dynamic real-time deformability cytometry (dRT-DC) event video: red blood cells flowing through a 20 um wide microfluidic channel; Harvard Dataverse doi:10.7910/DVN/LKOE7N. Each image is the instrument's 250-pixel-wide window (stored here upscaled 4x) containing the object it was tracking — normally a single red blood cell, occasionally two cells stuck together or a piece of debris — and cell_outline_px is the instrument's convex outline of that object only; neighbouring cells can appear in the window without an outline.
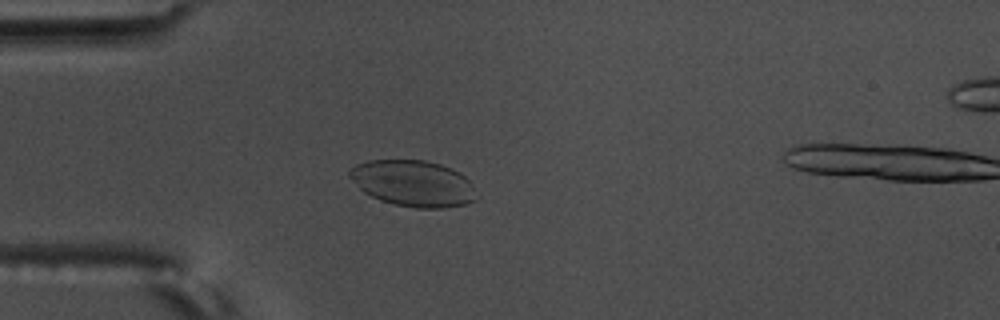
{"species": "common noctule bat (a hibernating species)", "species_latin": "Nyctalus noctula", "temperature_condition": "warm", "stored_images_in_passage": 13, "camera_frame_rate_fps": 3000, "um_per_image_px": 0.085, "animal": {"sex": "male", "body_mass_g": 17.5, "forearm_length_mm": 52.3}, "frame": {"image": 1, "passage_image": 11, "time_ms": 3.333, "image_size_px": [1000, 320], "cell_outline_px": [[480, 196], [476, 200], [468, 204], [444, 208], [416, 208], [396, 204], [380, 200], [364, 192], [348, 176], [348, 172], [356, 164], [368, 160], [424, 160], [440, 164], [452, 168], [460, 172], [468, 180]], "centroid_in_image_um": [35.16, 15.59], "position_along_channel_um": 49.8, "area_um2": 34.33}}